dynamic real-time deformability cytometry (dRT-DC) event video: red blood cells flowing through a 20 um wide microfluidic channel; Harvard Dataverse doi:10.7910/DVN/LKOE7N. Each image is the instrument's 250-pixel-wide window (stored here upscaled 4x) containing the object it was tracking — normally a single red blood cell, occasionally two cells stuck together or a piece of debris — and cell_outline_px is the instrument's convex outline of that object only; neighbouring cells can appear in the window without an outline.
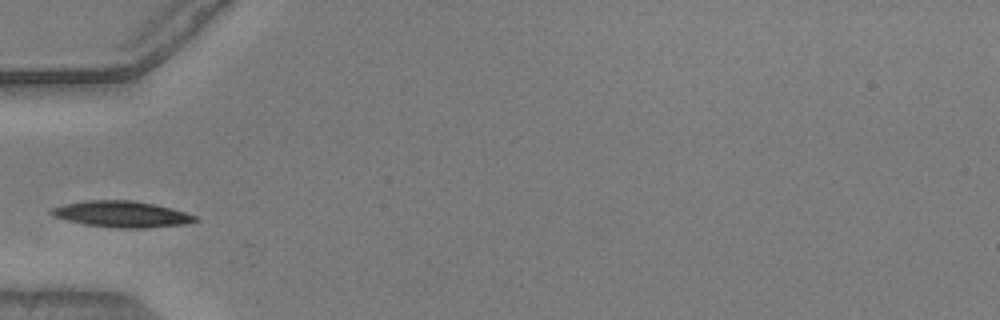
{"species": "common noctule bat (a hibernating species)", "species_latin": "Nyctalus noctula", "temperature_condition": "warm", "stored_images_in_passage": 24, "camera_frame_rate_fps": 3000, "um_per_image_px": 0.085, "animal": {"sex": "male", "body_mass_g": 20.5, "forearm_length_mm": 52.5}, "frame": {"image": 1, "passage_image": 1, "time_ms": 0.0, "image_size_px": [1000, 320], "cell_outline_px": [[196, 220], [184, 224], [144, 228], [120, 228], [84, 224], [52, 216], [48, 212], [52, 208], [64, 204], [88, 200], [132, 200], [156, 204], [172, 208], [196, 216]], "centroid_in_image_um": [10.31, 18.19], "position_along_channel_um": 74.7, "area_um2": 21.79}, "authors_computed_cell_mechanics": {"area_um2": 20.1144, "velocity_mm_per_s": 3.8401, "shape_relaxation_time_tau1_ms": 1.9959, "shape_relaxation_time_tau2_ms": 1.9179, "deformation_change_tau1": 0.1085, "deformation_change_tau2": 0.0532}}